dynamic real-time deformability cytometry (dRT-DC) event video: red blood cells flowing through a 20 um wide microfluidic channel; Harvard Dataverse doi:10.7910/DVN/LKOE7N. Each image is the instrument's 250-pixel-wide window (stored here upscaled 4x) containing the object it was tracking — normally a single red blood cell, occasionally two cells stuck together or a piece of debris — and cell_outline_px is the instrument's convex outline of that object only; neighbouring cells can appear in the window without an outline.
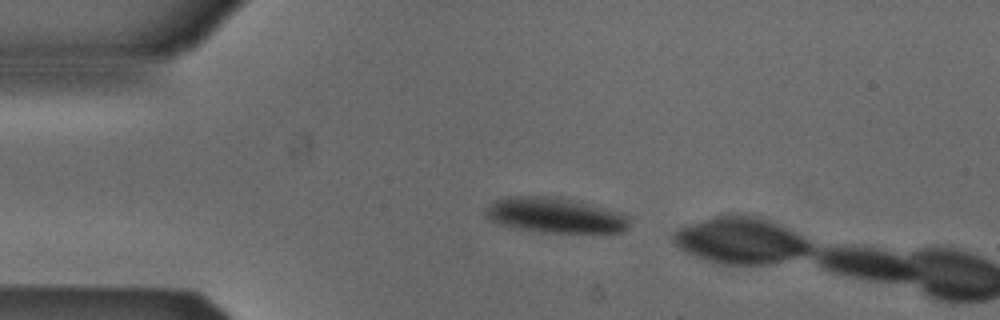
{"species": "Egyptian fruit bat (a non-hibernating species)", "species_latin": "Rousettus aegyptiacus", "temperature_condition": "cold", "stored_images_in_passage": 2, "camera_frame_rate_fps": 3000, "um_per_image_px": 0.085, "animal": {"sex": "male"}, "frame": {"image": 1, "passage_image": 1, "time_ms": 0.0, "image_size_px": [1000, 320], "cell_outline_px": [[628, 228], [620, 232], [544, 232], [512, 228], [496, 224], [488, 220], [484, 216], [484, 208], [492, 200], [504, 196], [548, 196], [572, 200], [628, 216]], "centroid_in_image_um": [46.99, 18.3], "position_along_channel_um": 38.0, "area_um2": 29.36}}